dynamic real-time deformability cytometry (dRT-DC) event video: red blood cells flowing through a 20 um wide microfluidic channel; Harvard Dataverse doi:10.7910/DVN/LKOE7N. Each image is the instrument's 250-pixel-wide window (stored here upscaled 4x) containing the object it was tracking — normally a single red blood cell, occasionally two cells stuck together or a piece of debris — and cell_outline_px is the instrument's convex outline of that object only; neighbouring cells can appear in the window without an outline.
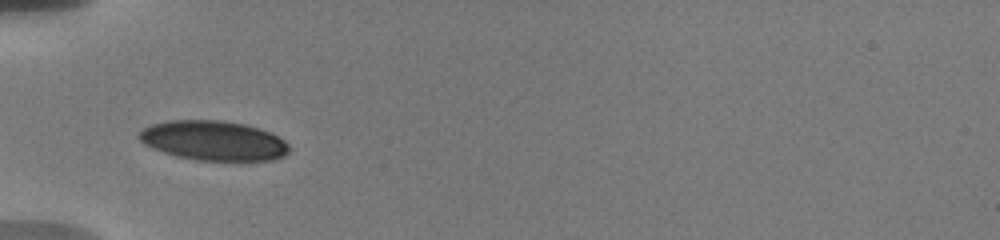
{"species": "human", "species_latin": "Homo sapiens", "temperature_condition": "warm", "stored_images_in_passage": 39, "camera_frame_rate_fps": 3000, "um_per_image_px": 0.085, "donor": {"sex": "male"}, "frame": {"image": 1, "passage_image": 1, "time_ms": 0.0, "image_size_px": [1000, 240], "cell_outline_px": [[288, 152], [284, 156], [272, 160], [196, 160], [176, 156], [164, 152], [144, 144], [136, 136], [144, 128], [152, 124], [168, 120], [220, 120], [244, 124], [260, 128], [284, 140], [288, 144]], "centroid_in_image_um": [18.13, 11.95], "position_along_channel_um": 66.9, "area_um2": 34.51}}
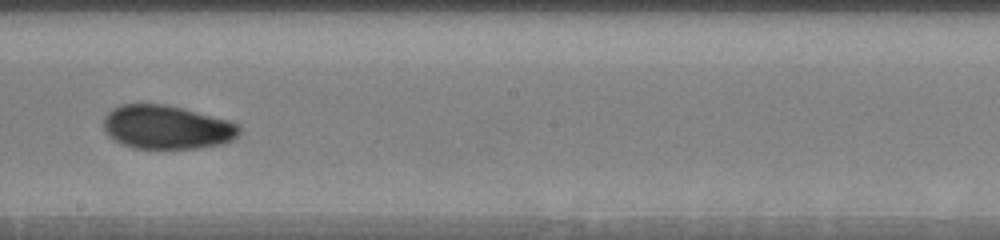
{"frame": {"image": 2, "passage_image": 15, "time_ms": 4.667, "image_size_px": [1000, 240], "cell_outline_px": [[240, 132], [232, 140], [220, 144], [196, 148], [132, 148], [120, 144], [108, 136], [104, 128], [104, 116], [112, 108], [120, 104], [168, 104], [184, 108], [228, 120], [240, 124]], "centroid_in_image_um": [14.15, 10.8], "position_along_channel_um": 234.0, "area_um2": 34.8}}
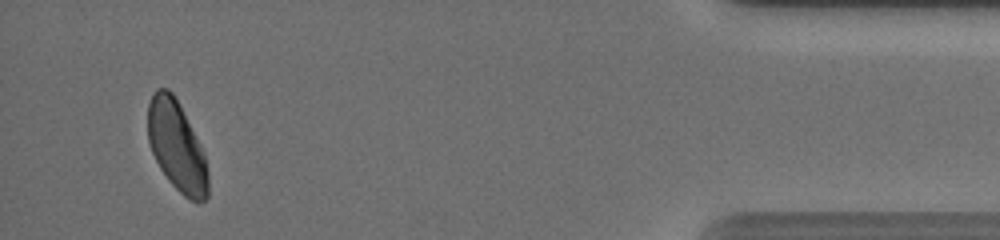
{"frame": {"image": 3, "passage_image": 35, "time_ms": 11.333, "image_size_px": [1000, 240], "cell_outline_px": [[208, 196], [204, 200], [196, 204], [188, 200], [168, 180], [160, 168], [152, 152], [148, 140], [148, 104], [152, 92], [156, 88], [168, 88], [172, 92], [180, 104], [204, 152], [208, 172]], "centroid_in_image_um": [15.03, 12.43], "position_along_channel_um": 420.2, "area_um2": 31.85}, "authors_computed_cell_mechanics": {"area_um2": 33.8708, "velocity_mm_per_s": 3.6552, "shape_relaxation_time_tau1_ms": 4.5717, "shape_relaxation_time_tau2_ms": 3.6791, "deformation_change_tau1": 0.1158, "deformation_change_tau2": 0.0657}}